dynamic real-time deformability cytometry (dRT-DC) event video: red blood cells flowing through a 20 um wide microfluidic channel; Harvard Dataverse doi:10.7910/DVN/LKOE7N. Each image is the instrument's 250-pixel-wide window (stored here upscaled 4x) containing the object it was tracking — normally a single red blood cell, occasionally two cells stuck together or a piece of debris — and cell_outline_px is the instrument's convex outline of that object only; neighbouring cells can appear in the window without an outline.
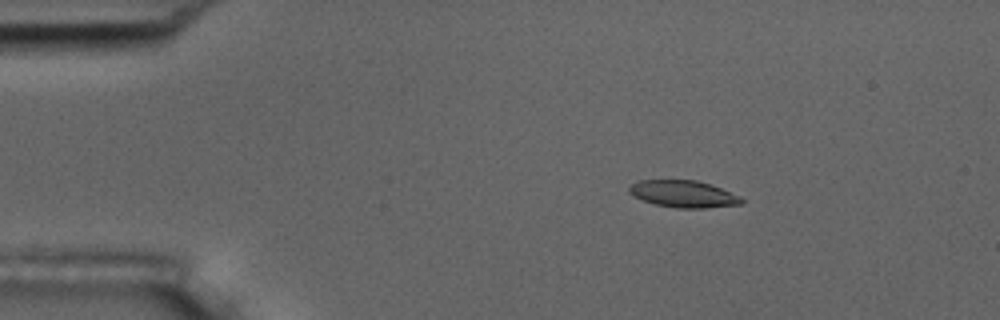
{"species": "common noctule bat (a hibernating species)", "species_latin": "Nyctalus noctula", "temperature_condition": "room temperature", "stored_images_in_passage": 3, "camera_frame_rate_fps": 3000, "um_per_image_px": 0.085, "animal": {"sex": "male", "body_mass_g": 17.5, "forearm_length_mm": 52.3}, "frame": {"image": 1, "passage_image": 1, "time_ms": 0.0, "image_size_px": [1000, 320], "cell_outline_px": [[744, 204], [704, 208], [676, 208], [656, 204], [632, 196], [628, 192], [628, 188], [636, 180], [696, 180], [712, 184], [740, 196], [744, 200]], "centroid_in_image_um": [58.1, 16.48], "position_along_channel_um": 26.9, "area_um2": 17.8}}